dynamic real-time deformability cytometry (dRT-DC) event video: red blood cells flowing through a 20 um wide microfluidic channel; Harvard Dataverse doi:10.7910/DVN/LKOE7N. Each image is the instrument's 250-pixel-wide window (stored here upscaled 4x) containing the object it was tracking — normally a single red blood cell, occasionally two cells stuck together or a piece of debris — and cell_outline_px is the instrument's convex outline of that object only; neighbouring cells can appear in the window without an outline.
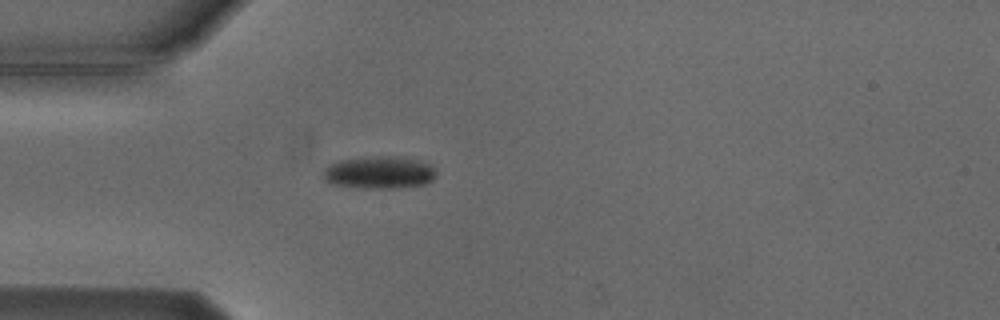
{"species": "Egyptian fruit bat (a non-hibernating species)", "species_latin": "Rousettus aegyptiacus", "temperature_condition": "cold", "stored_images_in_passage": 1, "camera_frame_rate_fps": 3000, "um_per_image_px": 0.085, "animal": {"sex": "male"}, "frame": {"image": 1, "passage_image": 1, "time_ms": 0.0, "image_size_px": [1000, 320], "cell_outline_px": [[436, 176], [432, 180], [424, 184], [400, 188], [360, 188], [332, 184], [324, 180], [320, 176], [324, 168], [328, 164], [340, 160], [376, 156], [392, 156], [416, 160], [432, 164], [436, 168]], "centroid_in_image_um": [32.21, 14.67], "position_along_channel_um": 52.8, "area_um2": 21.68}}